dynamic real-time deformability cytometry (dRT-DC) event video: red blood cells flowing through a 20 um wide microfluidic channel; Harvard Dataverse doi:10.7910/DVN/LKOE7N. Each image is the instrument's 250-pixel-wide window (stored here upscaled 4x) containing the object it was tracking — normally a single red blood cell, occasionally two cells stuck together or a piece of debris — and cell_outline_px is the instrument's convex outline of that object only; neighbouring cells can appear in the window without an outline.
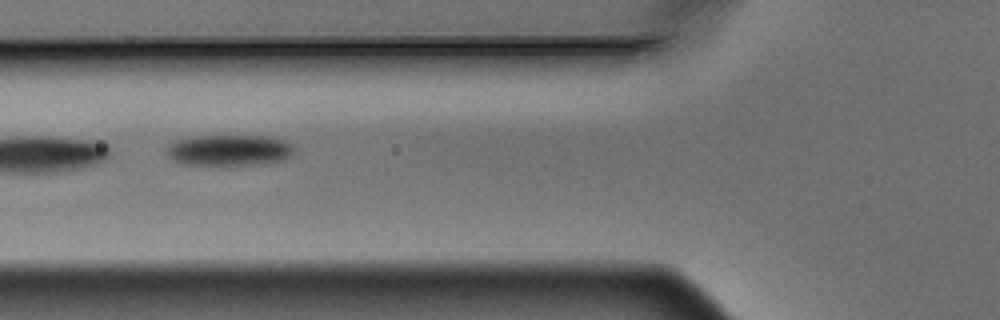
{"species": "Egyptian fruit bat (a non-hibernating species)", "species_latin": "Rousettus aegyptiacus", "temperature_condition": "warm", "stored_images_in_passage": 12, "camera_frame_rate_fps": 3000, "um_per_image_px": 0.085, "animal": {"sex": "male"}, "frame": {"image": 1, "passage_image": 3, "time_ms": 0.667, "image_size_px": [1000, 320], "cell_outline_px": [[292, 156], [284, 160], [228, 168], [224, 168], [180, 164], [172, 160], [168, 156], [168, 144], [176, 140], [196, 136], [264, 136], [284, 140], [292, 144]], "centroid_in_image_um": [19.44, 12.82], "position_along_channel_um": 106.4, "area_um2": 23.93}}
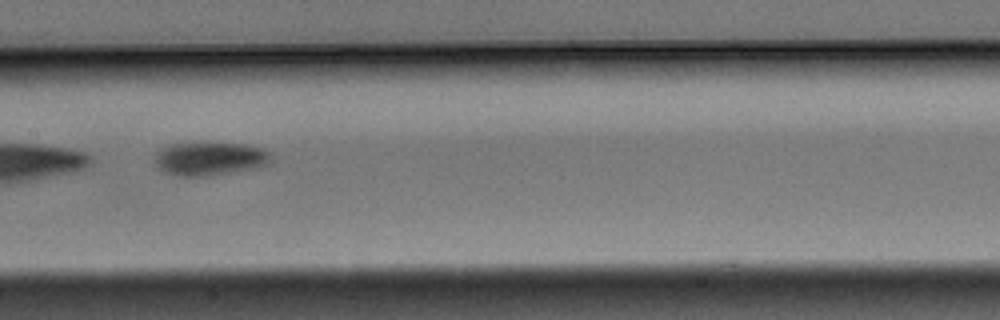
{"frame": {"image": 2, "passage_image": 5, "time_ms": 1.333, "image_size_px": [1000, 320], "cell_outline_px": [[272, 160], [268, 164], [256, 168], [208, 176], [176, 176], [156, 168], [156, 152], [160, 148], [168, 144], [192, 140], [208, 140], [248, 144], [264, 148], [268, 152]], "centroid_in_image_um": [17.81, 13.42], "position_along_channel_um": 189.6, "area_um2": 23.93}}
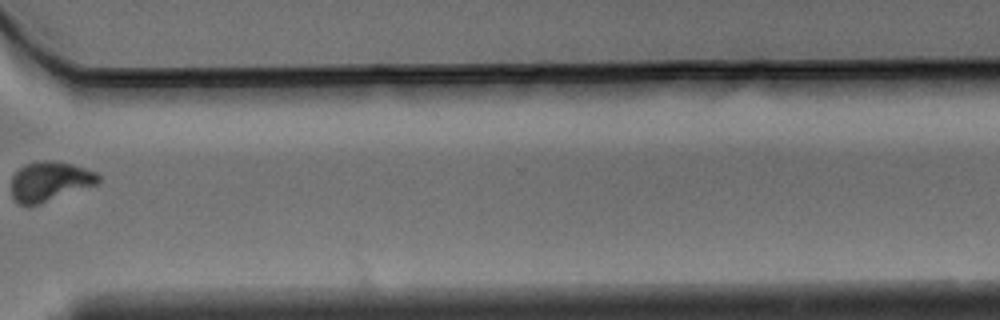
{"frame": {"image": 3, "passage_image": 9, "time_ms": 2.667, "image_size_px": [1000, 320], "cell_outline_px": [[100, 184], [36, 204], [20, 204], [12, 196], [12, 176], [24, 164], [40, 160], [56, 160], [72, 164], [96, 172], [100, 176]], "centroid_in_image_um": [4.27, 15.38], "position_along_channel_um": 366.3, "area_um2": 20.0}}